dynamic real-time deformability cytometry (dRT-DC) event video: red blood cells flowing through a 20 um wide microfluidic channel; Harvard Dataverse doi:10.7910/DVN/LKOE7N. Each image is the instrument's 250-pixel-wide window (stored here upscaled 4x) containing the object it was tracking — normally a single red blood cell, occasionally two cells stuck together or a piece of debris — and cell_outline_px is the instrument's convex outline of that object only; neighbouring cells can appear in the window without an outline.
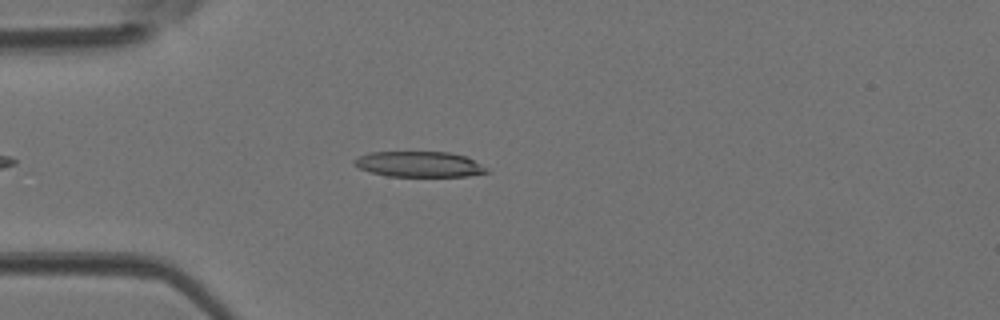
{"species": "Egyptian fruit bat (a non-hibernating species)", "species_latin": "Rousettus aegyptiacus", "temperature_condition": "room temperature", "stored_images_in_passage": 39, "camera_frame_rate_fps": 3000, "um_per_image_px": 0.085, "animal": {"sex": "female"}, "frame": {"image": 1, "passage_image": 7, "time_ms": 2.0, "image_size_px": [1000, 320], "cell_outline_px": [[488, 172], [468, 176], [388, 176], [372, 172], [360, 168], [352, 164], [352, 160], [368, 152], [448, 152], [464, 156], [488, 168]], "centroid_in_image_um": [35.6, 13.96], "position_along_channel_um": 49.4, "area_um2": 19.54}}
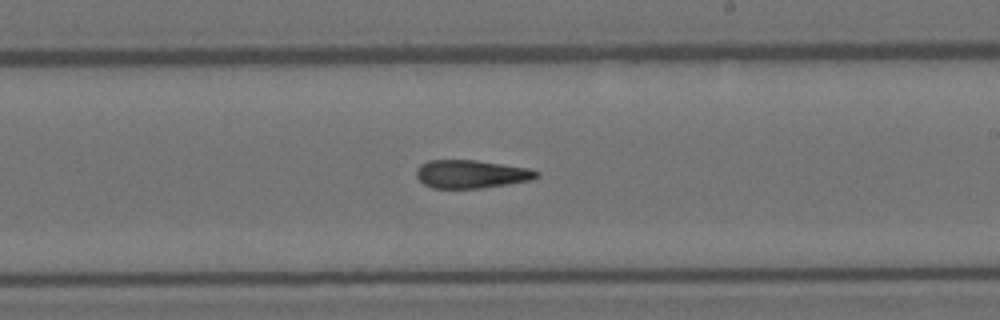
{"frame": {"image": 2, "passage_image": 21, "time_ms": 6.667, "image_size_px": [1000, 320], "cell_outline_px": [[540, 176], [532, 180], [480, 188], [432, 188], [424, 184], [416, 176], [416, 168], [420, 164], [428, 160], [476, 160], [532, 168], [540, 172]], "centroid_in_image_um": [40.08, 14.78], "position_along_channel_um": 248.9, "area_um2": 19.94}}
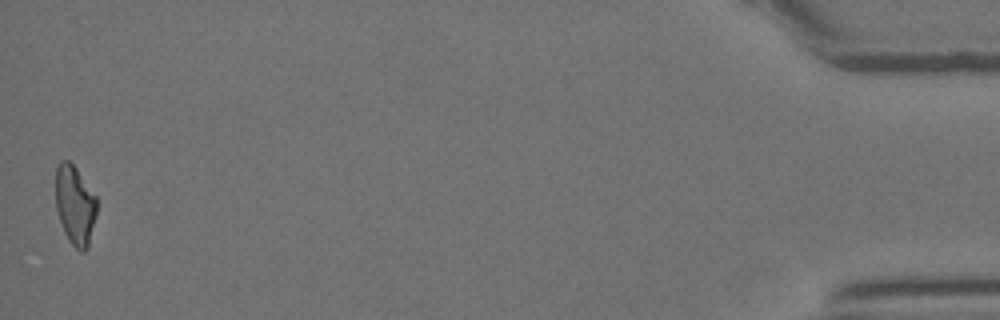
{"frame": {"image": 3, "passage_image": 39, "time_ms": 12.667, "image_size_px": [1000, 320], "cell_outline_px": [[96, 216], [88, 248], [84, 252], [80, 252], [68, 240], [64, 232], [56, 208], [56, 164], [60, 160], [68, 160], [76, 168], [96, 196]], "centroid_in_image_um": [6.37, 17.44], "position_along_channel_um": 428.8, "area_um2": 19.07}}